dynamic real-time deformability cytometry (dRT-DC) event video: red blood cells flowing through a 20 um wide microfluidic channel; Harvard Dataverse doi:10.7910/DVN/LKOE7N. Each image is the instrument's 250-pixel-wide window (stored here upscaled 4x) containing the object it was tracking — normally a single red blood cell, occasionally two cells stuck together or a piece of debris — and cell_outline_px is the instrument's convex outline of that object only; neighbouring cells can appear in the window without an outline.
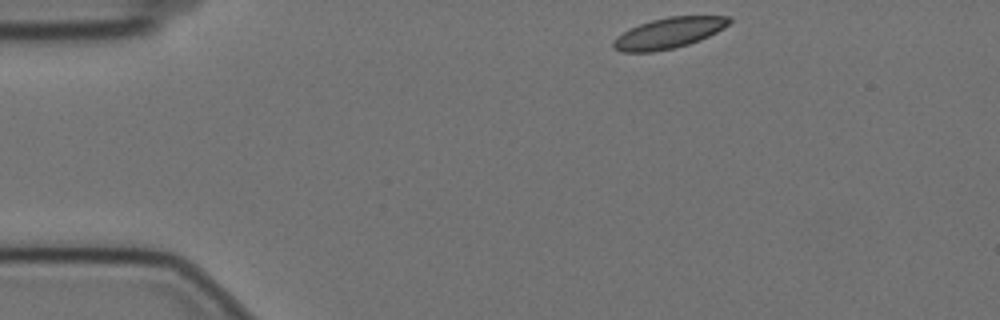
{"species": "Egyptian fruit bat (a non-hibernating species)", "species_latin": "Rousettus aegyptiacus", "temperature_condition": "cold", "stored_images_in_passage": 9, "camera_frame_rate_fps": 3000, "um_per_image_px": 0.085, "animal": {"sex": "female"}, "frame": {"image": 1, "passage_image": 1, "time_ms": 0.0, "image_size_px": [1000, 320], "cell_outline_px": [[732, 20], [728, 24], [716, 32], [700, 40], [688, 44], [672, 48], [652, 52], [620, 52], [612, 48], [612, 40], [616, 36], [640, 24], [652, 20], [668, 16], [728, 16]], "centroid_in_image_um": [56.8, 2.81], "position_along_channel_um": 28.2, "area_um2": 20.58}}